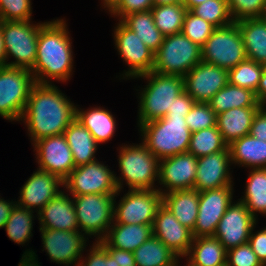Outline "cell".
Here are the masks:
<instances>
[{"label":"cell","mask_w":266,"mask_h":266,"mask_svg":"<svg viewBox=\"0 0 266 266\" xmlns=\"http://www.w3.org/2000/svg\"><path fill=\"white\" fill-rule=\"evenodd\" d=\"M226 257L227 250L214 236L194 237L186 260L196 266H226Z\"/></svg>","instance_id":"31"},{"label":"cell","mask_w":266,"mask_h":266,"mask_svg":"<svg viewBox=\"0 0 266 266\" xmlns=\"http://www.w3.org/2000/svg\"><path fill=\"white\" fill-rule=\"evenodd\" d=\"M103 5H101L104 8H107L105 10H110L119 0H101Z\"/></svg>","instance_id":"58"},{"label":"cell","mask_w":266,"mask_h":266,"mask_svg":"<svg viewBox=\"0 0 266 266\" xmlns=\"http://www.w3.org/2000/svg\"><path fill=\"white\" fill-rule=\"evenodd\" d=\"M249 134L259 140L266 141V109L263 106L257 111Z\"/></svg>","instance_id":"50"},{"label":"cell","mask_w":266,"mask_h":266,"mask_svg":"<svg viewBox=\"0 0 266 266\" xmlns=\"http://www.w3.org/2000/svg\"><path fill=\"white\" fill-rule=\"evenodd\" d=\"M38 168L64 180L75 168L72 151L63 134L50 136L33 144Z\"/></svg>","instance_id":"18"},{"label":"cell","mask_w":266,"mask_h":266,"mask_svg":"<svg viewBox=\"0 0 266 266\" xmlns=\"http://www.w3.org/2000/svg\"><path fill=\"white\" fill-rule=\"evenodd\" d=\"M230 150L213 153L198 158L194 189L207 191L232 185Z\"/></svg>","instance_id":"22"},{"label":"cell","mask_w":266,"mask_h":266,"mask_svg":"<svg viewBox=\"0 0 266 266\" xmlns=\"http://www.w3.org/2000/svg\"><path fill=\"white\" fill-rule=\"evenodd\" d=\"M31 0H0V20L31 21Z\"/></svg>","instance_id":"43"},{"label":"cell","mask_w":266,"mask_h":266,"mask_svg":"<svg viewBox=\"0 0 266 266\" xmlns=\"http://www.w3.org/2000/svg\"><path fill=\"white\" fill-rule=\"evenodd\" d=\"M202 61L230 70L245 60V46L236 21L215 28L201 48Z\"/></svg>","instance_id":"10"},{"label":"cell","mask_w":266,"mask_h":266,"mask_svg":"<svg viewBox=\"0 0 266 266\" xmlns=\"http://www.w3.org/2000/svg\"><path fill=\"white\" fill-rule=\"evenodd\" d=\"M118 164L121 177L115 174L118 190L123 189V182L130 189H157L159 181V159L143 144L123 145L119 149Z\"/></svg>","instance_id":"5"},{"label":"cell","mask_w":266,"mask_h":266,"mask_svg":"<svg viewBox=\"0 0 266 266\" xmlns=\"http://www.w3.org/2000/svg\"><path fill=\"white\" fill-rule=\"evenodd\" d=\"M233 184L199 192L197 221L193 237L214 236L217 225L226 209L233 202Z\"/></svg>","instance_id":"15"},{"label":"cell","mask_w":266,"mask_h":266,"mask_svg":"<svg viewBox=\"0 0 266 266\" xmlns=\"http://www.w3.org/2000/svg\"><path fill=\"white\" fill-rule=\"evenodd\" d=\"M143 41L154 53L160 48L164 35L156 27L151 10L135 12L120 20Z\"/></svg>","instance_id":"33"},{"label":"cell","mask_w":266,"mask_h":266,"mask_svg":"<svg viewBox=\"0 0 266 266\" xmlns=\"http://www.w3.org/2000/svg\"><path fill=\"white\" fill-rule=\"evenodd\" d=\"M208 104L216 115L236 107H262L256 98L255 92L229 83L219 90Z\"/></svg>","instance_id":"32"},{"label":"cell","mask_w":266,"mask_h":266,"mask_svg":"<svg viewBox=\"0 0 266 266\" xmlns=\"http://www.w3.org/2000/svg\"><path fill=\"white\" fill-rule=\"evenodd\" d=\"M34 211L20 207L17 204L12 209L10 217L8 218L4 228L8 238L19 244L23 245L29 242L32 238Z\"/></svg>","instance_id":"37"},{"label":"cell","mask_w":266,"mask_h":266,"mask_svg":"<svg viewBox=\"0 0 266 266\" xmlns=\"http://www.w3.org/2000/svg\"><path fill=\"white\" fill-rule=\"evenodd\" d=\"M142 143L159 159L186 153L191 132L185 117H163L139 126Z\"/></svg>","instance_id":"4"},{"label":"cell","mask_w":266,"mask_h":266,"mask_svg":"<svg viewBox=\"0 0 266 266\" xmlns=\"http://www.w3.org/2000/svg\"><path fill=\"white\" fill-rule=\"evenodd\" d=\"M242 34L248 59L266 65V22L261 17L236 21Z\"/></svg>","instance_id":"28"},{"label":"cell","mask_w":266,"mask_h":266,"mask_svg":"<svg viewBox=\"0 0 266 266\" xmlns=\"http://www.w3.org/2000/svg\"><path fill=\"white\" fill-rule=\"evenodd\" d=\"M201 61V47L180 32L164 37L154 54L152 71L183 77Z\"/></svg>","instance_id":"7"},{"label":"cell","mask_w":266,"mask_h":266,"mask_svg":"<svg viewBox=\"0 0 266 266\" xmlns=\"http://www.w3.org/2000/svg\"><path fill=\"white\" fill-rule=\"evenodd\" d=\"M118 203L115 198L113 223L153 225L162 194L158 189H130Z\"/></svg>","instance_id":"11"},{"label":"cell","mask_w":266,"mask_h":266,"mask_svg":"<svg viewBox=\"0 0 266 266\" xmlns=\"http://www.w3.org/2000/svg\"><path fill=\"white\" fill-rule=\"evenodd\" d=\"M183 0H154V5L182 4Z\"/></svg>","instance_id":"57"},{"label":"cell","mask_w":266,"mask_h":266,"mask_svg":"<svg viewBox=\"0 0 266 266\" xmlns=\"http://www.w3.org/2000/svg\"><path fill=\"white\" fill-rule=\"evenodd\" d=\"M256 98L261 105L266 101V65H264L263 73L259 81L258 88L255 92Z\"/></svg>","instance_id":"54"},{"label":"cell","mask_w":266,"mask_h":266,"mask_svg":"<svg viewBox=\"0 0 266 266\" xmlns=\"http://www.w3.org/2000/svg\"><path fill=\"white\" fill-rule=\"evenodd\" d=\"M153 6L154 0H119L108 13L121 20L128 14L151 10Z\"/></svg>","instance_id":"47"},{"label":"cell","mask_w":266,"mask_h":266,"mask_svg":"<svg viewBox=\"0 0 266 266\" xmlns=\"http://www.w3.org/2000/svg\"><path fill=\"white\" fill-rule=\"evenodd\" d=\"M207 0H183V5L186 7L187 10H192L194 7L200 5L201 3Z\"/></svg>","instance_id":"56"},{"label":"cell","mask_w":266,"mask_h":266,"mask_svg":"<svg viewBox=\"0 0 266 266\" xmlns=\"http://www.w3.org/2000/svg\"><path fill=\"white\" fill-rule=\"evenodd\" d=\"M99 242L107 249V252L116 259L117 266H136L134 253L126 250L108 247L102 240Z\"/></svg>","instance_id":"51"},{"label":"cell","mask_w":266,"mask_h":266,"mask_svg":"<svg viewBox=\"0 0 266 266\" xmlns=\"http://www.w3.org/2000/svg\"><path fill=\"white\" fill-rule=\"evenodd\" d=\"M133 253L136 266H176L180 259L155 236H151Z\"/></svg>","instance_id":"34"},{"label":"cell","mask_w":266,"mask_h":266,"mask_svg":"<svg viewBox=\"0 0 266 266\" xmlns=\"http://www.w3.org/2000/svg\"><path fill=\"white\" fill-rule=\"evenodd\" d=\"M69 34L66 20L62 18L40 23L36 62L31 70L35 83L52 84L54 80L70 79L74 57Z\"/></svg>","instance_id":"2"},{"label":"cell","mask_w":266,"mask_h":266,"mask_svg":"<svg viewBox=\"0 0 266 266\" xmlns=\"http://www.w3.org/2000/svg\"><path fill=\"white\" fill-rule=\"evenodd\" d=\"M257 219L249 212L245 204L239 199L232 202L226 209L216 227L214 237L228 251L249 241L252 228Z\"/></svg>","instance_id":"16"},{"label":"cell","mask_w":266,"mask_h":266,"mask_svg":"<svg viewBox=\"0 0 266 266\" xmlns=\"http://www.w3.org/2000/svg\"><path fill=\"white\" fill-rule=\"evenodd\" d=\"M40 23L32 21L0 20L6 64L10 67L32 70L36 62ZM10 57L15 61L8 62Z\"/></svg>","instance_id":"6"},{"label":"cell","mask_w":266,"mask_h":266,"mask_svg":"<svg viewBox=\"0 0 266 266\" xmlns=\"http://www.w3.org/2000/svg\"><path fill=\"white\" fill-rule=\"evenodd\" d=\"M242 201L257 219V212L266 216V168L250 169ZM243 198V199H242Z\"/></svg>","instance_id":"35"},{"label":"cell","mask_w":266,"mask_h":266,"mask_svg":"<svg viewBox=\"0 0 266 266\" xmlns=\"http://www.w3.org/2000/svg\"><path fill=\"white\" fill-rule=\"evenodd\" d=\"M224 142L217 126L191 133L188 151L197 158L225 150Z\"/></svg>","instance_id":"38"},{"label":"cell","mask_w":266,"mask_h":266,"mask_svg":"<svg viewBox=\"0 0 266 266\" xmlns=\"http://www.w3.org/2000/svg\"><path fill=\"white\" fill-rule=\"evenodd\" d=\"M226 266H263L250 244L239 245L227 251Z\"/></svg>","instance_id":"45"},{"label":"cell","mask_w":266,"mask_h":266,"mask_svg":"<svg viewBox=\"0 0 266 266\" xmlns=\"http://www.w3.org/2000/svg\"><path fill=\"white\" fill-rule=\"evenodd\" d=\"M214 29L215 27L209 22L196 16L190 10L186 11L181 32L193 43L202 48Z\"/></svg>","instance_id":"41"},{"label":"cell","mask_w":266,"mask_h":266,"mask_svg":"<svg viewBox=\"0 0 266 266\" xmlns=\"http://www.w3.org/2000/svg\"><path fill=\"white\" fill-rule=\"evenodd\" d=\"M162 204L175 218L191 231L194 229L199 206V191L195 189L175 190L162 195Z\"/></svg>","instance_id":"26"},{"label":"cell","mask_w":266,"mask_h":266,"mask_svg":"<svg viewBox=\"0 0 266 266\" xmlns=\"http://www.w3.org/2000/svg\"><path fill=\"white\" fill-rule=\"evenodd\" d=\"M7 66L5 58V48L2 33L0 31V68Z\"/></svg>","instance_id":"55"},{"label":"cell","mask_w":266,"mask_h":266,"mask_svg":"<svg viewBox=\"0 0 266 266\" xmlns=\"http://www.w3.org/2000/svg\"><path fill=\"white\" fill-rule=\"evenodd\" d=\"M255 227L256 224L252 228L248 243L250 244L252 251L256 254L258 260L264 265L266 262V227L254 233L253 230Z\"/></svg>","instance_id":"48"},{"label":"cell","mask_w":266,"mask_h":266,"mask_svg":"<svg viewBox=\"0 0 266 266\" xmlns=\"http://www.w3.org/2000/svg\"><path fill=\"white\" fill-rule=\"evenodd\" d=\"M37 259L35 251L28 249L23 253L18 266H41V263H38Z\"/></svg>","instance_id":"53"},{"label":"cell","mask_w":266,"mask_h":266,"mask_svg":"<svg viewBox=\"0 0 266 266\" xmlns=\"http://www.w3.org/2000/svg\"><path fill=\"white\" fill-rule=\"evenodd\" d=\"M15 205L16 201L4 200L2 197L0 198V229L4 228Z\"/></svg>","instance_id":"52"},{"label":"cell","mask_w":266,"mask_h":266,"mask_svg":"<svg viewBox=\"0 0 266 266\" xmlns=\"http://www.w3.org/2000/svg\"><path fill=\"white\" fill-rule=\"evenodd\" d=\"M234 21L243 18L262 17L266 0H227Z\"/></svg>","instance_id":"44"},{"label":"cell","mask_w":266,"mask_h":266,"mask_svg":"<svg viewBox=\"0 0 266 266\" xmlns=\"http://www.w3.org/2000/svg\"><path fill=\"white\" fill-rule=\"evenodd\" d=\"M68 196V192L61 191L37 213L40 228L79 231L75 206Z\"/></svg>","instance_id":"23"},{"label":"cell","mask_w":266,"mask_h":266,"mask_svg":"<svg viewBox=\"0 0 266 266\" xmlns=\"http://www.w3.org/2000/svg\"><path fill=\"white\" fill-rule=\"evenodd\" d=\"M186 11L183 4L154 5L151 8L154 23L164 36L182 31Z\"/></svg>","instance_id":"36"},{"label":"cell","mask_w":266,"mask_h":266,"mask_svg":"<svg viewBox=\"0 0 266 266\" xmlns=\"http://www.w3.org/2000/svg\"><path fill=\"white\" fill-rule=\"evenodd\" d=\"M89 249L88 256L82 257L77 266H117L114 259L107 249L97 240ZM81 262V263H80Z\"/></svg>","instance_id":"46"},{"label":"cell","mask_w":266,"mask_h":266,"mask_svg":"<svg viewBox=\"0 0 266 266\" xmlns=\"http://www.w3.org/2000/svg\"><path fill=\"white\" fill-rule=\"evenodd\" d=\"M63 135L72 151L75 167L97 160L95 153L99 144L77 119L67 127Z\"/></svg>","instance_id":"29"},{"label":"cell","mask_w":266,"mask_h":266,"mask_svg":"<svg viewBox=\"0 0 266 266\" xmlns=\"http://www.w3.org/2000/svg\"><path fill=\"white\" fill-rule=\"evenodd\" d=\"M190 132L216 126L217 115L208 103H194L189 113L185 116Z\"/></svg>","instance_id":"42"},{"label":"cell","mask_w":266,"mask_h":266,"mask_svg":"<svg viewBox=\"0 0 266 266\" xmlns=\"http://www.w3.org/2000/svg\"><path fill=\"white\" fill-rule=\"evenodd\" d=\"M260 108L236 107L217 115L216 126L227 145L250 133L253 119Z\"/></svg>","instance_id":"24"},{"label":"cell","mask_w":266,"mask_h":266,"mask_svg":"<svg viewBox=\"0 0 266 266\" xmlns=\"http://www.w3.org/2000/svg\"><path fill=\"white\" fill-rule=\"evenodd\" d=\"M77 106L54 83H35L20 120L27 126L32 145L40 139L63 134L76 119Z\"/></svg>","instance_id":"1"},{"label":"cell","mask_w":266,"mask_h":266,"mask_svg":"<svg viewBox=\"0 0 266 266\" xmlns=\"http://www.w3.org/2000/svg\"><path fill=\"white\" fill-rule=\"evenodd\" d=\"M153 236L161 240L179 258L186 257L193 242L192 231L183 226L163 204L154 218Z\"/></svg>","instance_id":"21"},{"label":"cell","mask_w":266,"mask_h":266,"mask_svg":"<svg viewBox=\"0 0 266 266\" xmlns=\"http://www.w3.org/2000/svg\"><path fill=\"white\" fill-rule=\"evenodd\" d=\"M261 18L266 22V8L264 9V12Z\"/></svg>","instance_id":"59"},{"label":"cell","mask_w":266,"mask_h":266,"mask_svg":"<svg viewBox=\"0 0 266 266\" xmlns=\"http://www.w3.org/2000/svg\"><path fill=\"white\" fill-rule=\"evenodd\" d=\"M262 106L266 109V101L264 102V104Z\"/></svg>","instance_id":"61"},{"label":"cell","mask_w":266,"mask_h":266,"mask_svg":"<svg viewBox=\"0 0 266 266\" xmlns=\"http://www.w3.org/2000/svg\"><path fill=\"white\" fill-rule=\"evenodd\" d=\"M198 158L186 152L159 160V185L161 194L175 190L194 189ZM164 187V189H163Z\"/></svg>","instance_id":"19"},{"label":"cell","mask_w":266,"mask_h":266,"mask_svg":"<svg viewBox=\"0 0 266 266\" xmlns=\"http://www.w3.org/2000/svg\"><path fill=\"white\" fill-rule=\"evenodd\" d=\"M114 43L120 57L128 64L122 79H135L153 70L154 52L143 41L127 28L120 20L115 25Z\"/></svg>","instance_id":"13"},{"label":"cell","mask_w":266,"mask_h":266,"mask_svg":"<svg viewBox=\"0 0 266 266\" xmlns=\"http://www.w3.org/2000/svg\"><path fill=\"white\" fill-rule=\"evenodd\" d=\"M76 108V119L89 130L98 144L105 143L113 138L116 132V119L111 111L101 107L87 110Z\"/></svg>","instance_id":"30"},{"label":"cell","mask_w":266,"mask_h":266,"mask_svg":"<svg viewBox=\"0 0 266 266\" xmlns=\"http://www.w3.org/2000/svg\"><path fill=\"white\" fill-rule=\"evenodd\" d=\"M183 80L184 91L194 99L195 103H208L229 83L228 70L203 61L184 75Z\"/></svg>","instance_id":"17"},{"label":"cell","mask_w":266,"mask_h":266,"mask_svg":"<svg viewBox=\"0 0 266 266\" xmlns=\"http://www.w3.org/2000/svg\"><path fill=\"white\" fill-rule=\"evenodd\" d=\"M137 78H145L147 85L138 93L139 110H138V127L157 119H161L167 115L171 109L174 98L184 91L183 77L170 74H162L157 72H149L148 74Z\"/></svg>","instance_id":"3"},{"label":"cell","mask_w":266,"mask_h":266,"mask_svg":"<svg viewBox=\"0 0 266 266\" xmlns=\"http://www.w3.org/2000/svg\"><path fill=\"white\" fill-rule=\"evenodd\" d=\"M195 101L185 91L174 98V103L167 115L164 117H185Z\"/></svg>","instance_id":"49"},{"label":"cell","mask_w":266,"mask_h":266,"mask_svg":"<svg viewBox=\"0 0 266 266\" xmlns=\"http://www.w3.org/2000/svg\"><path fill=\"white\" fill-rule=\"evenodd\" d=\"M43 250L51 262L65 266H77L86 248L88 237L80 231H61L39 228ZM87 237V238H86Z\"/></svg>","instance_id":"14"},{"label":"cell","mask_w":266,"mask_h":266,"mask_svg":"<svg viewBox=\"0 0 266 266\" xmlns=\"http://www.w3.org/2000/svg\"><path fill=\"white\" fill-rule=\"evenodd\" d=\"M228 147L231 164L248 169L266 168V141L248 134L233 141Z\"/></svg>","instance_id":"27"},{"label":"cell","mask_w":266,"mask_h":266,"mask_svg":"<svg viewBox=\"0 0 266 266\" xmlns=\"http://www.w3.org/2000/svg\"><path fill=\"white\" fill-rule=\"evenodd\" d=\"M63 185L71 196L118 192L114 171L98 160L75 167L63 180Z\"/></svg>","instance_id":"12"},{"label":"cell","mask_w":266,"mask_h":266,"mask_svg":"<svg viewBox=\"0 0 266 266\" xmlns=\"http://www.w3.org/2000/svg\"><path fill=\"white\" fill-rule=\"evenodd\" d=\"M60 186H64L61 178L37 169L20 189V199L16 201V204L30 211L36 209L35 212L38 213L61 192Z\"/></svg>","instance_id":"20"},{"label":"cell","mask_w":266,"mask_h":266,"mask_svg":"<svg viewBox=\"0 0 266 266\" xmlns=\"http://www.w3.org/2000/svg\"><path fill=\"white\" fill-rule=\"evenodd\" d=\"M34 84L31 70L10 66L1 67L0 116L9 122H20Z\"/></svg>","instance_id":"9"},{"label":"cell","mask_w":266,"mask_h":266,"mask_svg":"<svg viewBox=\"0 0 266 266\" xmlns=\"http://www.w3.org/2000/svg\"><path fill=\"white\" fill-rule=\"evenodd\" d=\"M153 225L113 223L102 241L108 247L134 252L153 236Z\"/></svg>","instance_id":"25"},{"label":"cell","mask_w":266,"mask_h":266,"mask_svg":"<svg viewBox=\"0 0 266 266\" xmlns=\"http://www.w3.org/2000/svg\"><path fill=\"white\" fill-rule=\"evenodd\" d=\"M191 12L215 28L224 27L234 22L227 0H207L194 7Z\"/></svg>","instance_id":"40"},{"label":"cell","mask_w":266,"mask_h":266,"mask_svg":"<svg viewBox=\"0 0 266 266\" xmlns=\"http://www.w3.org/2000/svg\"><path fill=\"white\" fill-rule=\"evenodd\" d=\"M264 65L246 58L236 67L228 70L229 84L256 92Z\"/></svg>","instance_id":"39"},{"label":"cell","mask_w":266,"mask_h":266,"mask_svg":"<svg viewBox=\"0 0 266 266\" xmlns=\"http://www.w3.org/2000/svg\"><path fill=\"white\" fill-rule=\"evenodd\" d=\"M178 266H180V264H179ZM184 266H196V265H193V264L188 260V261H187V264L184 265Z\"/></svg>","instance_id":"60"},{"label":"cell","mask_w":266,"mask_h":266,"mask_svg":"<svg viewBox=\"0 0 266 266\" xmlns=\"http://www.w3.org/2000/svg\"><path fill=\"white\" fill-rule=\"evenodd\" d=\"M120 192L72 196L79 231L90 238L94 236L97 241L102 240L113 224L114 200Z\"/></svg>","instance_id":"8"}]
</instances>
